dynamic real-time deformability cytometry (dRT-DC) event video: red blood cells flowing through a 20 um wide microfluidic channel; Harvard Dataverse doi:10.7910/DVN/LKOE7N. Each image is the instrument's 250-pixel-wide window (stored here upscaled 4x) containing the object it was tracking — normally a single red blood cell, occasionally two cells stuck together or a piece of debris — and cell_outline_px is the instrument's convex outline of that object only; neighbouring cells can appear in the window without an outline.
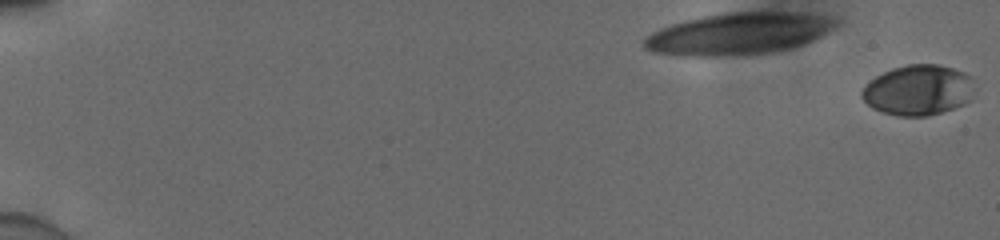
{"species": "human", "species_latin": "Homo sapiens", "temperature_condition": "cold", "stored_images_in_passage": 56, "camera_frame_rate_fps": 3000, "um_per_image_px": 0.085, "donor": {"sex": "male"}, "frame": {"image": 1, "passage_image": 1, "time_ms": 0.0, "image_size_px": [1000, 240], "cell_outline_px": [[972, 100], [964, 104], [928, 116], [900, 116], [884, 112], [872, 108], [860, 96], [860, 92], [876, 76], [892, 68], [908, 64], [940, 64], [964, 72], [972, 76]], "centroid_in_image_um": [78.07, 7.65], "position_along_channel_um": 6.9, "area_um2": 33.0}}
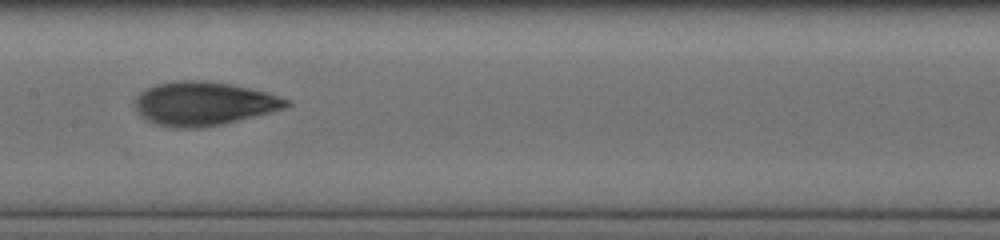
{"frame": {"image": 2, "passage_image": 32, "time_ms": 10.333, "image_size_px": [1000, 240], "cell_outline_px": [[292, 104], [284, 108], [224, 124], [200, 128], [176, 128], [156, 124], [140, 116], [136, 108], [136, 96], [140, 92], [156, 84], [184, 80], [200, 80], [228, 84], [248, 88], [264, 92], [288, 100]], "centroid_in_image_um": [17.28, 8.82], "position_along_channel_um": 190.1, "area_um2": 38.03}}
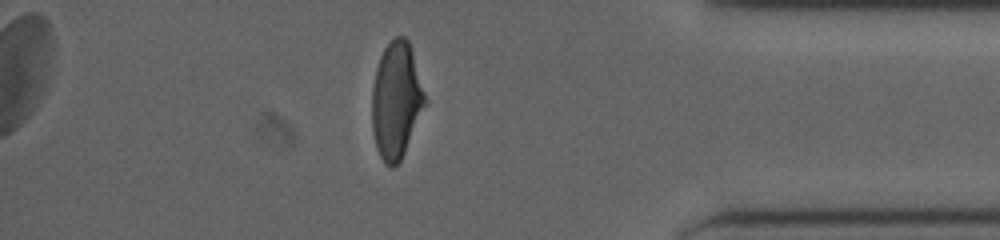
{"frame": {"image": 3, "passage_image": 50, "time_ms": 16.333, "image_size_px": [1000, 240], "cell_outline_px": [[428, 104], [400, 160], [392, 168], [384, 164], [376, 148], [372, 132], [372, 88], [376, 68], [380, 56], [384, 48], [396, 36], [404, 36], [408, 40], [428, 100]], "centroid_in_image_um": [33.69, 8.55], "position_along_channel_um": 401.5, "area_um2": 36.36}, "authors_computed_cell_mechanics": {"area_um2": 36.2406, "velocity_mm_per_s": 3.9265, "shape_relaxation_time_tau1_ms": 5.4835, "shape_relaxation_time_tau2_ms": 1.1787, "deformation_change_tau1": 0.202, "deformation_change_tau2": 0.0702}}